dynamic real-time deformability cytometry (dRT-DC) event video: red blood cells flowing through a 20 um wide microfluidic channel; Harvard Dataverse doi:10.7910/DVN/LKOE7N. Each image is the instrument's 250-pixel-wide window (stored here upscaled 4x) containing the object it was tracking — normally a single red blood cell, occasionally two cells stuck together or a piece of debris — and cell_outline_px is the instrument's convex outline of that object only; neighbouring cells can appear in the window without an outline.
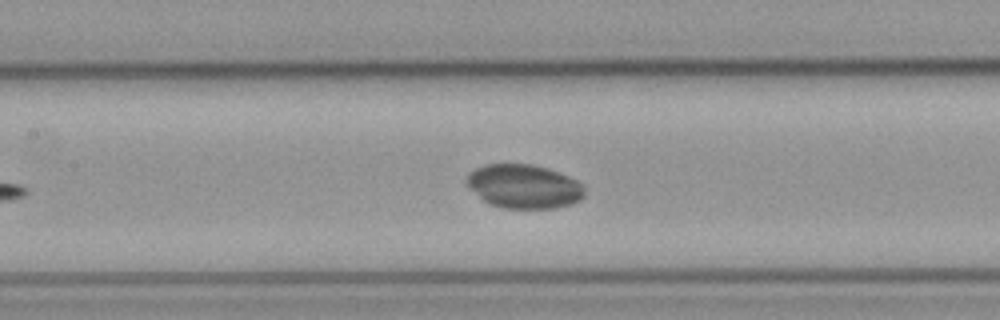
{"species": "common noctule bat (a hibernating species)", "species_latin": "Nyctalus noctula", "temperature_condition": "cold", "stored_images_in_passage": 42, "camera_frame_rate_fps": 3000, "um_per_image_px": 0.085, "animal": {"sex": "male", "body_mass_g": 23.1, "forearm_length_mm": 52.7}, "frame": {"image": 1, "passage_image": 16, "time_ms": 5.0, "image_size_px": [1000, 320], "cell_outline_px": [[584, 196], [580, 200], [572, 204], [556, 208], [504, 208], [488, 204], [464, 180], [476, 168], [484, 164], [532, 164], [548, 168], [568, 176], [584, 184]], "centroid_in_image_um": [44.58, 15.84], "position_along_channel_um": 162.8, "area_um2": 30.06}}
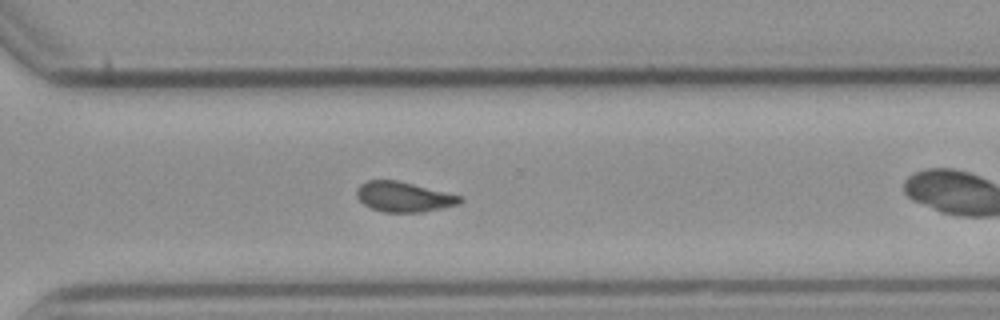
{"frame": {"image": 2, "passage_image": 26, "time_ms": 8.333, "image_size_px": [1000, 320], "cell_outline_px": [[464, 200], [460, 204], [420, 212], [384, 212], [372, 208], [364, 204], [356, 196], [356, 188], [360, 184], [368, 180], [396, 180], [464, 196]], "centroid_in_image_um": [34.33, 16.72], "position_along_channel_um": 336.3, "area_um2": 18.09}}
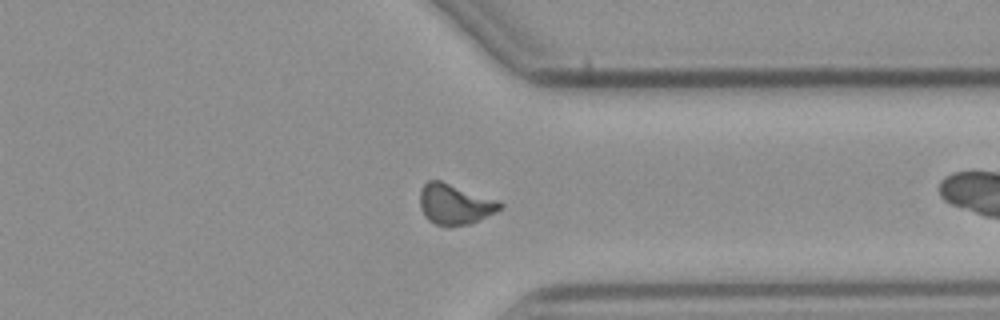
{"frame": {"image": 3, "passage_image": 29, "time_ms": 9.333, "image_size_px": [1000, 320], "cell_outline_px": [[504, 208], [472, 224], [448, 228], [436, 224], [428, 220], [424, 216], [420, 208], [420, 188], [428, 180], [440, 180], [496, 200], [504, 204]], "centroid_in_image_um": [38.65, 17.39], "position_along_channel_um": 372.8, "area_um2": 19.19}}